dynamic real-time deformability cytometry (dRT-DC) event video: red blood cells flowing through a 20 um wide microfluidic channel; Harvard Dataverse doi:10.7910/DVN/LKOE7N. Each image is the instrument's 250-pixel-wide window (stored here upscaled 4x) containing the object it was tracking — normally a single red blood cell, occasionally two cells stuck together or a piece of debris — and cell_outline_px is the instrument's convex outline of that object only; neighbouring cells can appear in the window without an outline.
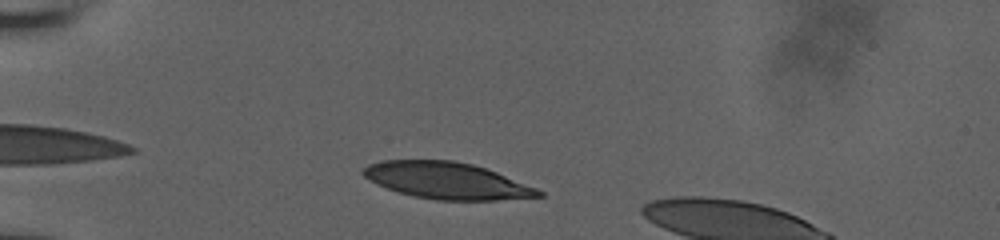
{"species": "human", "species_latin": "Homo sapiens", "temperature_condition": "room temperature", "stored_images_in_passage": 40, "camera_frame_rate_fps": 3000, "um_per_image_px": 0.085, "donor": {"sex": "male"}, "frame": {"image": 1, "passage_image": 4, "time_ms": 1.0, "image_size_px": [1000, 240], "cell_outline_px": [[544, 196], [496, 200], [436, 200], [412, 196], [376, 184], [368, 180], [360, 172], [368, 164], [384, 160], [452, 160], [472, 164], [496, 172], [536, 188], [544, 192]], "centroid_in_image_um": [37.95, 15.35], "position_along_channel_um": 47.0, "area_um2": 37.22}}
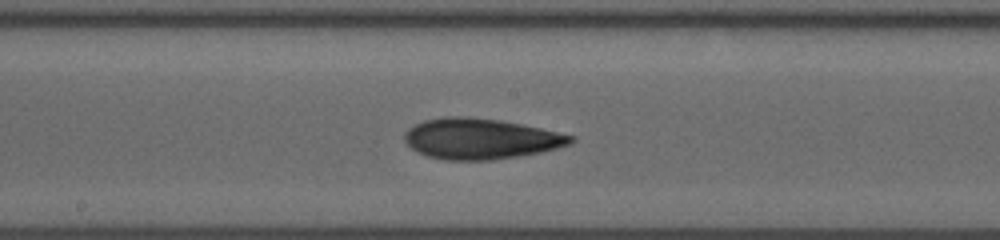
{"frame": {"image": 2, "passage_image": 19, "time_ms": 6.0, "image_size_px": [1000, 240], "cell_outline_px": [[576, 140], [572, 144], [540, 152], [520, 156], [492, 160], [444, 160], [428, 156], [416, 152], [404, 140], [404, 132], [408, 128], [424, 120], [444, 116], [468, 116], [500, 120], [540, 128], [576, 136]], "centroid_in_image_um": [40.85, 11.79], "position_along_channel_um": 207.4, "area_um2": 39.59}}
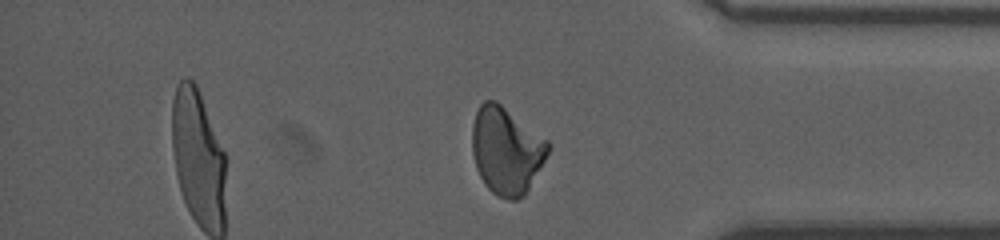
{"frame": {"image": 3, "passage_image": 34, "time_ms": 11.0, "image_size_px": [1000, 240], "cell_outline_px": [[552, 144], [544, 160], [524, 196], [516, 200], [508, 200], [496, 196], [484, 184], [476, 168], [472, 152], [472, 124], [476, 112], [480, 104], [484, 100], [496, 100], [548, 140]], "centroid_in_image_um": [43.02, 12.79], "position_along_channel_um": 392.2, "area_um2": 38.61}}